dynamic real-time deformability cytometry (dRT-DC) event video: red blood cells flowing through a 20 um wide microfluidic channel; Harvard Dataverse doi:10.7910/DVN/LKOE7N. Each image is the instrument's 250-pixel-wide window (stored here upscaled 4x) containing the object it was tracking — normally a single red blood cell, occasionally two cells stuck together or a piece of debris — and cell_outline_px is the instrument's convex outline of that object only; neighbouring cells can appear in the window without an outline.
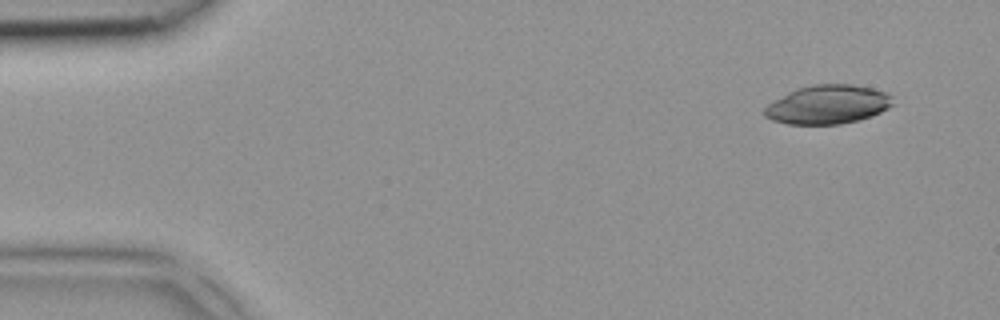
{"species": "common noctule bat (a hibernating species)", "species_latin": "Nyctalus noctula", "temperature_condition": "room temperature", "stored_images_in_passage": 5, "camera_frame_rate_fps": 3000, "um_per_image_px": 0.085, "animal": {"sex": "female", "body_mass_g": 18.4}, "frame": {"image": 1, "passage_image": 1, "time_ms": 0.0, "image_size_px": [1000, 320], "cell_outline_px": [[892, 104], [888, 108], [872, 116], [860, 120], [840, 124], [788, 124], [772, 120], [764, 116], [764, 108], [772, 100], [796, 88], [812, 84], [852, 84], [872, 88], [884, 92], [892, 96]], "centroid_in_image_um": [70.33, 8.88], "position_along_channel_um": 14.7, "area_um2": 29.19}}